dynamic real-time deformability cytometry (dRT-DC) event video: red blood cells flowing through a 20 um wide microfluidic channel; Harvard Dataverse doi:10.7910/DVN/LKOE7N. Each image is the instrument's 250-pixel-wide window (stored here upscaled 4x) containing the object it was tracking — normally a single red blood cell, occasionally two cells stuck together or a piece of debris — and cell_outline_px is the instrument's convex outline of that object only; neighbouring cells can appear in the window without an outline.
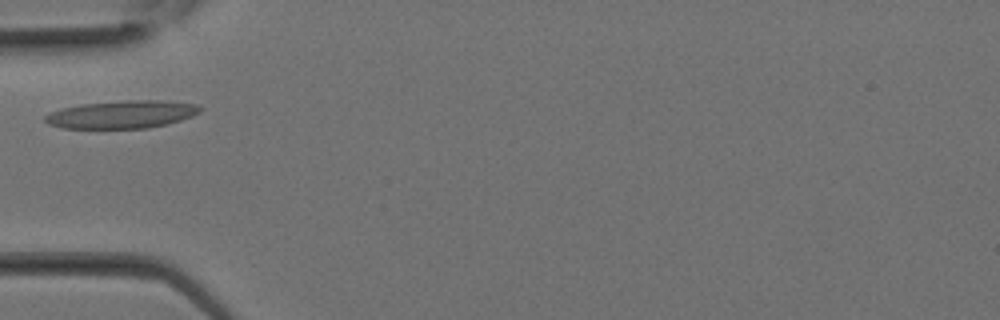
{"species": "Egyptian fruit bat (a non-hibernating species)", "species_latin": "Rousettus aegyptiacus", "temperature_condition": "room temperature", "stored_images_in_passage": 7, "camera_frame_rate_fps": 3000, "um_per_image_px": 0.085, "animal": {"sex": "female"}, "frame": {"image": 1, "passage_image": 4, "time_ms": 1.0, "image_size_px": [1000, 320], "cell_outline_px": [[204, 108], [200, 112], [192, 116], [168, 124], [148, 128], [64, 128], [48, 124], [44, 120], [44, 116], [48, 112], [60, 108], [80, 104], [124, 100], [160, 100], [196, 104]], "centroid_in_image_um": [10.34, 9.72], "position_along_channel_um": 74.7, "area_um2": 25.32}}
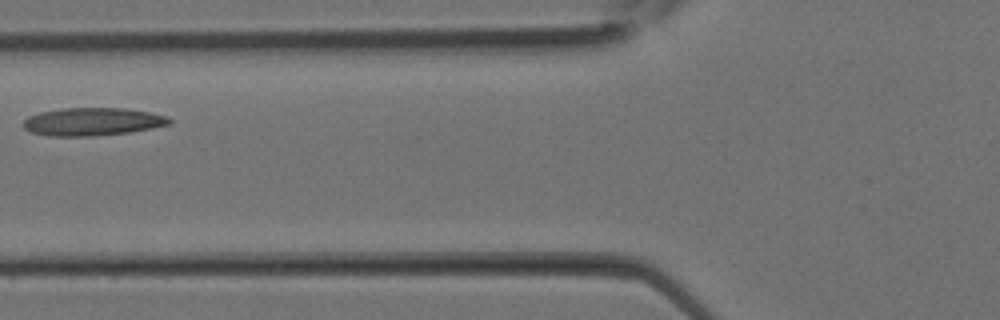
{"frame": {"image": 2, "passage_image": 6, "time_ms": 1.667, "image_size_px": [1000, 320], "cell_outline_px": [[172, 124], [152, 128], [128, 132], [96, 136], [52, 136], [28, 132], [24, 128], [24, 120], [28, 116], [40, 112], [60, 108], [124, 108], [148, 112], [168, 116], [172, 120]], "centroid_in_image_um": [7.86, 10.34], "position_along_channel_um": 117.9, "area_um2": 23.87}}